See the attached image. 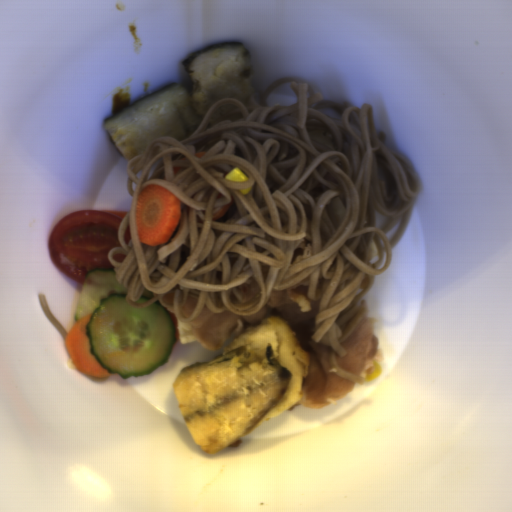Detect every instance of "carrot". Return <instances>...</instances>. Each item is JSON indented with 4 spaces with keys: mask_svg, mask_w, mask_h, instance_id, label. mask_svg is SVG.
I'll use <instances>...</instances> for the list:
<instances>
[{
    "mask_svg": "<svg viewBox=\"0 0 512 512\" xmlns=\"http://www.w3.org/2000/svg\"><path fill=\"white\" fill-rule=\"evenodd\" d=\"M182 218V201L160 185H146L137 193L136 229L141 243L158 247L170 241Z\"/></svg>",
    "mask_w": 512,
    "mask_h": 512,
    "instance_id": "carrot-1",
    "label": "carrot"
},
{
    "mask_svg": "<svg viewBox=\"0 0 512 512\" xmlns=\"http://www.w3.org/2000/svg\"><path fill=\"white\" fill-rule=\"evenodd\" d=\"M93 312L83 316L74 322L69 332L65 335L66 351L79 373L92 378H108L110 374L100 362L90 353L91 344L85 332V326L89 322Z\"/></svg>",
    "mask_w": 512,
    "mask_h": 512,
    "instance_id": "carrot-2",
    "label": "carrot"
}]
</instances>
